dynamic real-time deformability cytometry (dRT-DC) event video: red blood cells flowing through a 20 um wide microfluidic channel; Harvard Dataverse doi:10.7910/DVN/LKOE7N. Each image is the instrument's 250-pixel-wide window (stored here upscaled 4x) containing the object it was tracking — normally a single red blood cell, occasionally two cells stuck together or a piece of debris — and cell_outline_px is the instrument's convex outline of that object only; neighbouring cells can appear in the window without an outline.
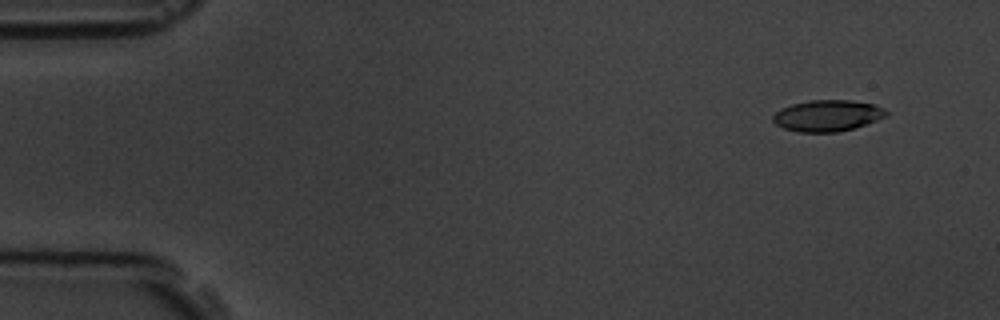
{"species": "common noctule bat (a hibernating species)", "species_latin": "Nyctalus noctula", "temperature_condition": "room temperature", "stored_images_in_passage": 7, "camera_frame_rate_fps": 3000, "um_per_image_px": 0.085, "animal": {"sex": "male", "body_mass_g": 19.5, "forearm_length_mm": 54.6}, "frame": {"image": 1, "passage_image": 2, "time_ms": 1.0, "image_size_px": [1000, 320], "cell_outline_px": [[888, 116], [852, 128], [836, 132], [796, 132], [784, 128], [776, 124], [772, 120], [772, 116], [780, 108], [792, 104], [808, 100], [848, 100], [872, 104], [884, 108], [888, 112]], "centroid_in_image_um": [70.3, 9.82], "position_along_channel_um": 14.7, "area_um2": 20.58}}
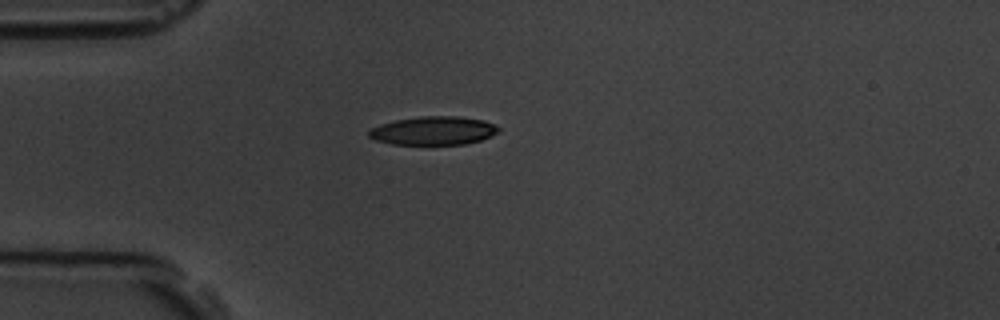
{"frame": {"image": 2, "passage_image": 5, "time_ms": 4.667, "image_size_px": [1000, 320], "cell_outline_px": [[500, 132], [480, 140], [464, 144], [392, 144], [376, 140], [368, 136], [368, 132], [372, 128], [380, 124], [396, 120], [420, 116], [460, 116], [484, 120], [496, 124], [500, 128]], "centroid_in_image_um": [36.88, 11.1], "position_along_channel_um": 48.1, "area_um2": 21.56}}
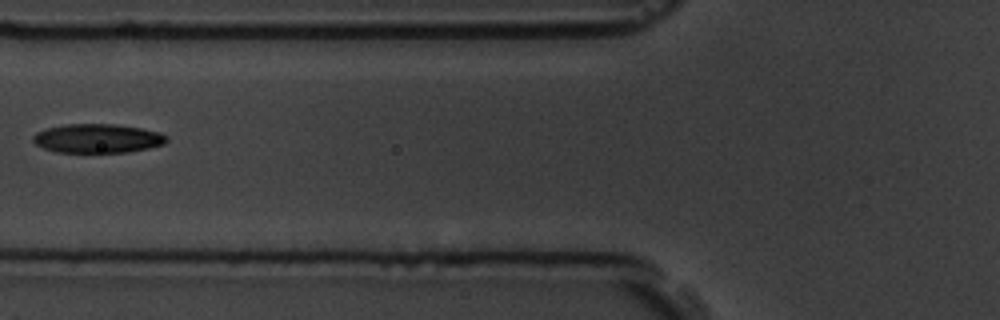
{"frame": {"image": 3, "passage_image": 7, "time_ms": 7.0, "image_size_px": [1000, 320], "cell_outline_px": [[168, 140], [164, 144], [148, 148], [128, 152], [56, 152], [44, 148], [36, 144], [32, 140], [32, 136], [36, 132], [48, 128], [68, 124], [112, 124], [140, 128], [160, 132], [168, 136]], "centroid_in_image_um": [8.3, 11.77], "position_along_channel_um": 117.5, "area_um2": 22.48}}